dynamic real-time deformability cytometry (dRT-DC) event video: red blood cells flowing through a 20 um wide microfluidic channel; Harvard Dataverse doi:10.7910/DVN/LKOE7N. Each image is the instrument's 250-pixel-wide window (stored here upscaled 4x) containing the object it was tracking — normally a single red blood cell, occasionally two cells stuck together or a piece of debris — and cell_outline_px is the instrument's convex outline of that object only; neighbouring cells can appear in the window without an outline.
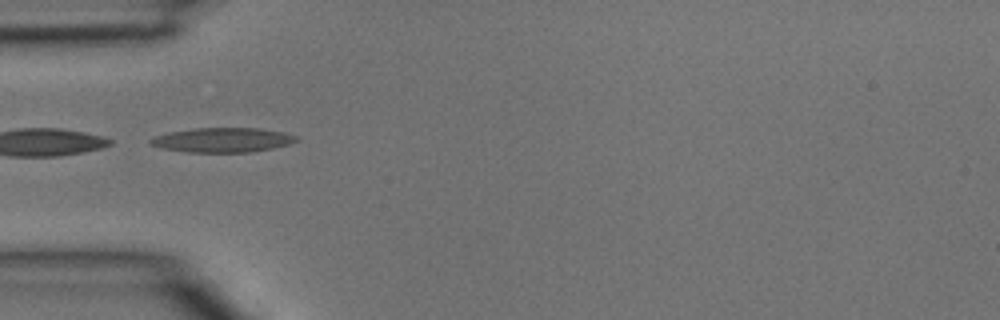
{"species": "common noctule bat (a hibernating species)", "species_latin": "Nyctalus noctula", "temperature_condition": "room temperature", "stored_images_in_passage": 3, "camera_frame_rate_fps": 3000, "um_per_image_px": 0.085, "animal": {"sex": "male", "body_mass_g": 15.6}, "frame": {"image": 1, "passage_image": 2, "time_ms": 0.333, "image_size_px": [1000, 320], "cell_outline_px": [[300, 140], [288, 144], [272, 148], [252, 152], [188, 152], [164, 148], [148, 144], [148, 140], [156, 136], [168, 132], [196, 128], [256, 128], [284, 132], [296, 136]], "centroid_in_image_um": [18.92, 11.89], "position_along_channel_um": 66.1, "area_um2": 20.75}}